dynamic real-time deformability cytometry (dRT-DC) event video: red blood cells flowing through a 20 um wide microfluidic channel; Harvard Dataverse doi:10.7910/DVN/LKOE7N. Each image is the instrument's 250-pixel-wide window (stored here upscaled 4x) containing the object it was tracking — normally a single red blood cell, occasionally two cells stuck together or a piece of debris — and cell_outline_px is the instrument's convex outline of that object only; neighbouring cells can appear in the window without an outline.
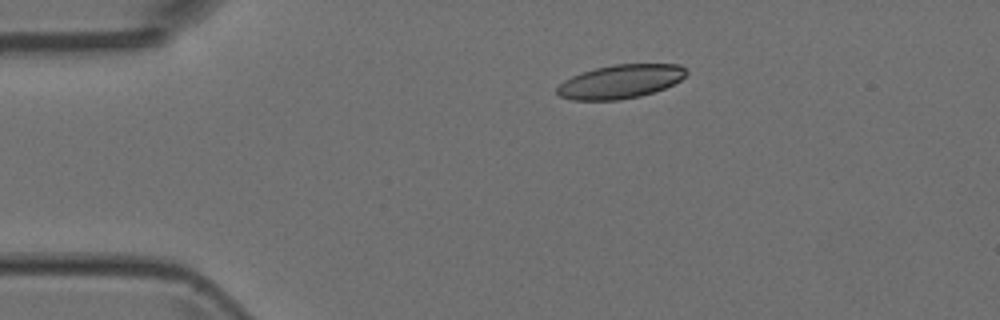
{"species": "Egyptian fruit bat (a non-hibernating species)", "species_latin": "Rousettus aegyptiacus", "temperature_condition": "room temperature", "stored_images_in_passage": 4, "camera_frame_rate_fps": 3000, "um_per_image_px": 0.085, "animal": {"sex": "female"}, "frame": {"image": 1, "passage_image": 1, "time_ms": 0.0, "image_size_px": [1000, 320], "cell_outline_px": [[688, 72], [680, 80], [664, 88], [640, 96], [620, 100], [572, 100], [560, 96], [556, 92], [556, 88], [564, 80], [572, 76], [596, 68], [616, 64], [680, 64]], "centroid_in_image_um": [52.72, 6.94], "position_along_channel_um": 32.3, "area_um2": 25.2}}
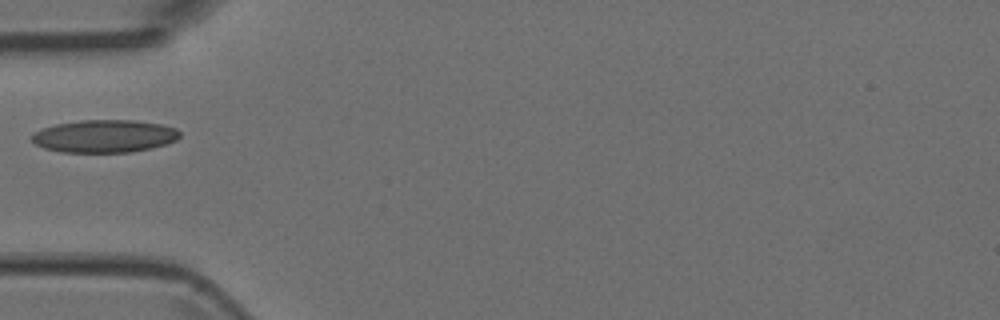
{"frame": {"image": 2, "passage_image": 3, "time_ms": 0.667, "image_size_px": [1000, 320], "cell_outline_px": [[180, 136], [176, 140], [168, 144], [152, 148], [128, 152], [64, 152], [44, 148], [36, 144], [28, 136], [32, 132], [56, 124], [80, 120], [132, 120], [160, 124], [176, 128], [180, 132]], "centroid_in_image_um": [8.87, 11.57], "position_along_channel_um": 76.1, "area_um2": 28.26}}
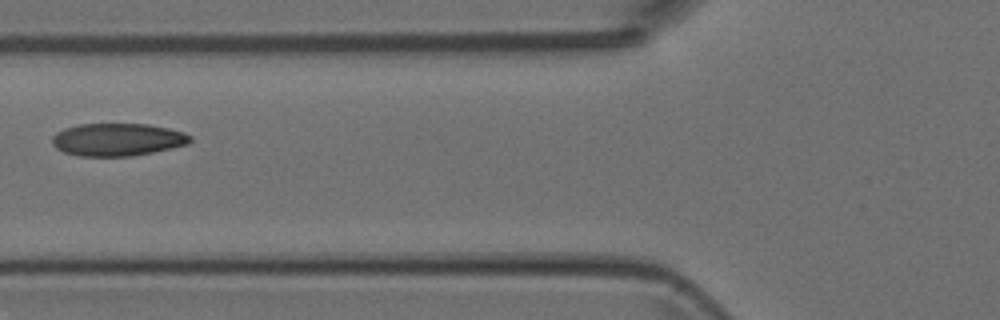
{"frame": {"image": 3, "passage_image": 4, "time_ms": 1.0, "image_size_px": [1000, 320], "cell_outline_px": [[192, 140], [188, 144], [172, 148], [132, 156], [80, 156], [64, 152], [56, 148], [52, 144], [52, 136], [56, 132], [64, 128], [76, 124], [148, 124], [168, 128], [184, 132], [192, 136]], "centroid_in_image_um": [9.98, 11.86], "position_along_channel_um": 115.8, "area_um2": 26.41}}